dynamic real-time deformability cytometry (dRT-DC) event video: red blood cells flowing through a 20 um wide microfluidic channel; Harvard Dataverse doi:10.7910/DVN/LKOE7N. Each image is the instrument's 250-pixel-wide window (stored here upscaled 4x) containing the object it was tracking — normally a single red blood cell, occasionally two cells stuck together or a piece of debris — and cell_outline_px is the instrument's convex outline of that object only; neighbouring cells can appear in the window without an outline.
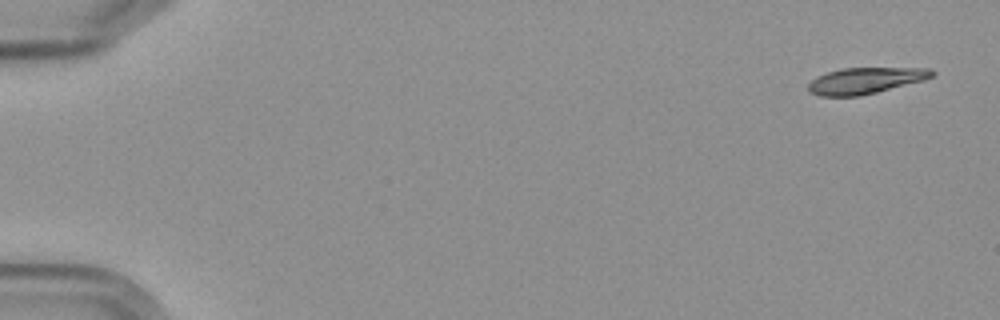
{"species": "Egyptian fruit bat (a non-hibernating species)", "species_latin": "Rousettus aegyptiacus", "temperature_condition": "cold", "stored_images_in_passage": 5, "camera_frame_rate_fps": 3000, "um_per_image_px": 0.085, "frame": {"image": 1, "passage_image": 1, "time_ms": 0.0, "image_size_px": [1000, 320], "cell_outline_px": [[936, 72], [932, 76], [924, 80], [860, 96], [820, 96], [808, 92], [808, 84], [816, 76], [840, 68], [932, 68]], "centroid_in_image_um": [73.54, 6.85], "position_along_channel_um": 11.5, "area_um2": 18.9}}
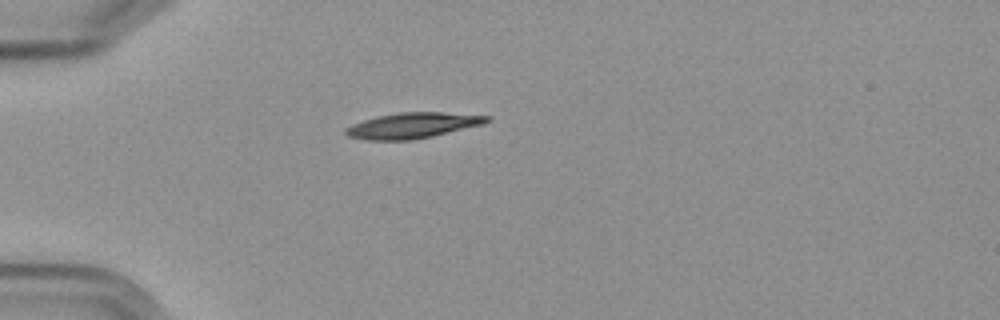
{"frame": {"image": 2, "passage_image": 5, "time_ms": 4.667, "image_size_px": [1000, 320], "cell_outline_px": [[492, 120], [484, 124], [432, 136], [412, 140], [364, 140], [348, 136], [344, 132], [344, 128], [352, 124], [376, 116], [400, 112], [444, 112], [492, 116]], "centroid_in_image_um": [35.08, 10.66], "position_along_channel_um": 49.9, "area_um2": 21.21}}